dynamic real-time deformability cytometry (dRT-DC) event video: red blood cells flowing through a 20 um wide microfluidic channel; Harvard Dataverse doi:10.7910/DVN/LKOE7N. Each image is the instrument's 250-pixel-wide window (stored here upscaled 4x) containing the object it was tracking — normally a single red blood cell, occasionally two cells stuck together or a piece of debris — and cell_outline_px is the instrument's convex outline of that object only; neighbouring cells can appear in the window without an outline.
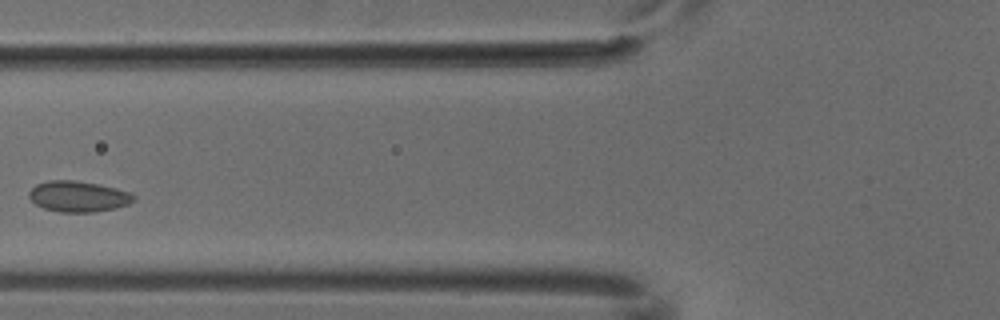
{"species": "common noctule bat (a hibernating species)", "species_latin": "Nyctalus noctula", "temperature_condition": "cold", "stored_images_in_passage": 4, "camera_frame_rate_fps": 3000, "um_per_image_px": 0.085, "animal": {"sex": "male", "body_mass_g": 18.8}, "frame": {"image": 1, "passage_image": 4, "time_ms": 1.0, "image_size_px": [1000, 320], "cell_outline_px": [[136, 200], [128, 204], [116, 208], [96, 212], [60, 212], [44, 208], [36, 204], [28, 196], [28, 192], [36, 184], [48, 180], [72, 180], [96, 184], [116, 188], [128, 192], [136, 196]], "centroid_in_image_um": [6.65, 16.7], "position_along_channel_um": 119.1, "area_um2": 18.79}}